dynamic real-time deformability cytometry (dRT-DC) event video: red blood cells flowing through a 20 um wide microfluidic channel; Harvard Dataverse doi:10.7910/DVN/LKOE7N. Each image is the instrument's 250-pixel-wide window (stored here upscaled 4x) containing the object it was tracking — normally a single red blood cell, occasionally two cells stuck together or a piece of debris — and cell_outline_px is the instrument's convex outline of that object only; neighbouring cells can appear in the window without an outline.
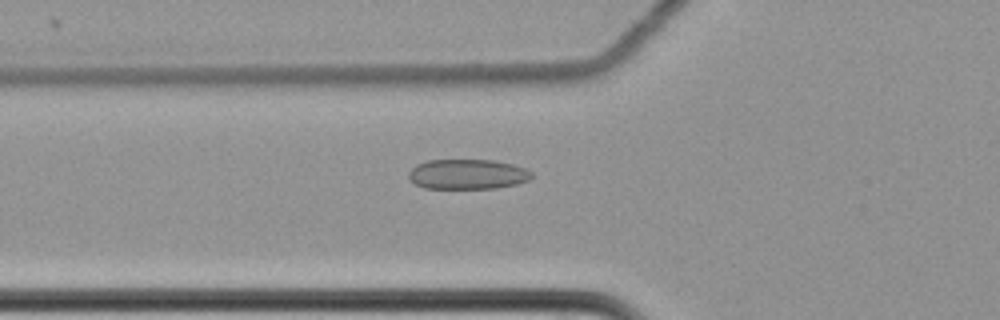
{"species": "common noctule bat (a hibernating species)", "species_latin": "Nyctalus noctula", "temperature_condition": "cold", "stored_images_in_passage": 44, "camera_frame_rate_fps": 3000, "um_per_image_px": 0.085, "animal": {"sex": "female", "body_mass_g": 22.7, "forearm_length_mm": 54.2}, "frame": {"image": 1, "passage_image": 6, "time_ms": 1.667, "image_size_px": [1000, 320], "cell_outline_px": [[532, 176], [528, 180], [516, 184], [496, 188], [424, 188], [408, 180], [408, 172], [416, 164], [428, 160], [492, 160], [512, 164], [524, 168], [532, 172]], "centroid_in_image_um": [39.7, 14.81], "position_along_channel_um": 86.1, "area_um2": 21.5}}
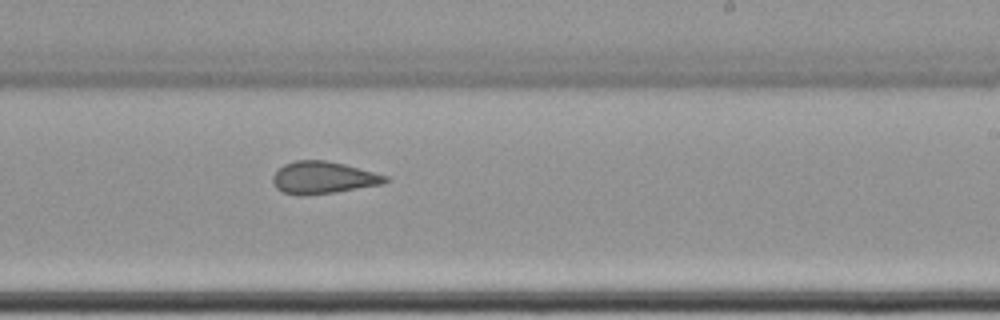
{"frame": {"image": 2, "passage_image": 21, "time_ms": 6.667, "image_size_px": [1000, 320], "cell_outline_px": [[388, 180], [384, 184], [336, 192], [304, 196], [300, 196], [284, 192], [276, 188], [272, 180], [272, 176], [284, 164], [296, 160], [324, 160], [344, 164], [388, 176]], "centroid_in_image_um": [27.46, 15.11], "position_along_channel_um": 261.5, "area_um2": 21.1}}
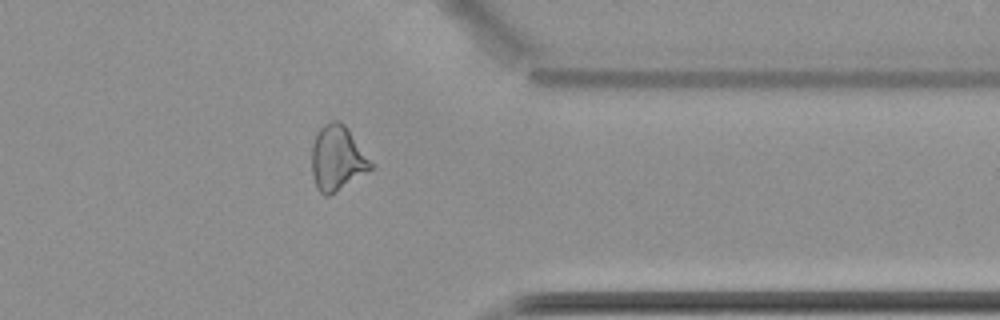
{"frame": {"image": 3, "passage_image": 32, "time_ms": 10.333, "image_size_px": [1000, 320], "cell_outline_px": [[376, 168], [328, 196], [324, 196], [316, 188], [312, 172], [312, 144], [316, 132], [324, 124], [332, 120], [340, 120], [348, 128], [376, 164]], "centroid_in_image_um": [28.72, 13.44], "position_along_channel_um": 382.7, "area_um2": 23.0}}